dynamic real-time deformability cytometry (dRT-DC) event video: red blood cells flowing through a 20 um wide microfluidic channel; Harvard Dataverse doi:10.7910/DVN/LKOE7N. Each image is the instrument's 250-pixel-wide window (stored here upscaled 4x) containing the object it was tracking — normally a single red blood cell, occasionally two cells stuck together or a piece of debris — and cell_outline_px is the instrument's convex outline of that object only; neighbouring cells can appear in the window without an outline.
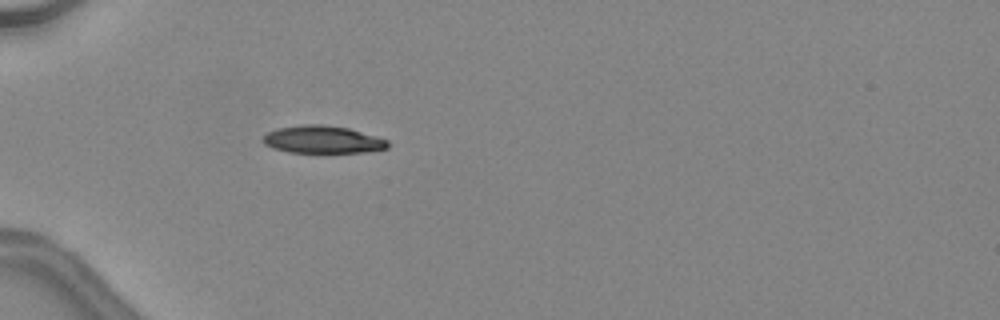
{"species": "common noctule bat (a hibernating species)", "species_latin": "Nyctalus noctula", "temperature_condition": "warm", "stored_images_in_passage": 7, "camera_frame_rate_fps": 3000, "um_per_image_px": 0.085, "animal": {"sex": "female", "body_mass_g": 24.6, "forearm_length_mm": 56.2}, "frame": {"image": 1, "passage_image": 1, "time_ms": 0.0, "image_size_px": [1000, 320], "cell_outline_px": [[388, 148], [364, 152], [288, 152], [272, 148], [264, 144], [264, 136], [268, 132], [280, 128], [304, 124], [324, 124], [348, 128], [376, 136], [388, 140]], "centroid_in_image_um": [27.43, 11.86], "position_along_channel_um": 57.6, "area_um2": 19.83}}